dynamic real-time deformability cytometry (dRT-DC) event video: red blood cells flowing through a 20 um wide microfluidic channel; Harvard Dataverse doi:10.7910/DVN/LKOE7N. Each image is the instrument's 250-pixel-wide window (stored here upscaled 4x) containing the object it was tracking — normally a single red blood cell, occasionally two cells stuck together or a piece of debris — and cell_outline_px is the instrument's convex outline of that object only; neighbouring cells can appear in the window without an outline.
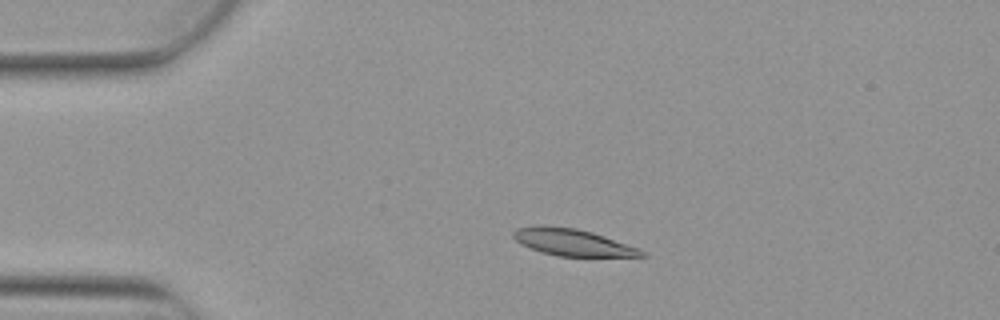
{"species": "Egyptian fruit bat (a non-hibernating species)", "species_latin": "Rousettus aegyptiacus", "temperature_condition": "warm", "stored_images_in_passage": 3, "camera_frame_rate_fps": 3000, "um_per_image_px": 0.085, "animal": {"sex": "female"}, "frame": {"image": 1, "passage_image": 2, "time_ms": 0.333, "image_size_px": [1000, 320], "cell_outline_px": [[648, 256], [560, 256], [544, 252], [532, 248], [516, 240], [512, 236], [512, 232], [516, 228], [576, 228], [592, 232], [640, 248]], "centroid_in_image_um": [48.78, 20.63], "position_along_channel_um": 36.2, "area_um2": 19.02}}